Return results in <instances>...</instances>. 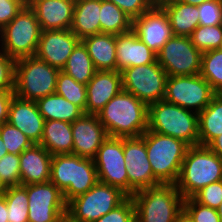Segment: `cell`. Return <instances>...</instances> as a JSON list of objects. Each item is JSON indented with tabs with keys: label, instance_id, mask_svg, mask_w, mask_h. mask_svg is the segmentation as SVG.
<instances>
[{
	"label": "cell",
	"instance_id": "cell-45",
	"mask_svg": "<svg viewBox=\"0 0 222 222\" xmlns=\"http://www.w3.org/2000/svg\"><path fill=\"white\" fill-rule=\"evenodd\" d=\"M14 96V90L0 91V126L8 122L9 107Z\"/></svg>",
	"mask_w": 222,
	"mask_h": 222
},
{
	"label": "cell",
	"instance_id": "cell-30",
	"mask_svg": "<svg viewBox=\"0 0 222 222\" xmlns=\"http://www.w3.org/2000/svg\"><path fill=\"white\" fill-rule=\"evenodd\" d=\"M67 75L72 76L78 83L87 85L97 72L87 47L80 41L67 59L62 69Z\"/></svg>",
	"mask_w": 222,
	"mask_h": 222
},
{
	"label": "cell",
	"instance_id": "cell-10",
	"mask_svg": "<svg viewBox=\"0 0 222 222\" xmlns=\"http://www.w3.org/2000/svg\"><path fill=\"white\" fill-rule=\"evenodd\" d=\"M121 74L123 90L133 94L146 105L164 99L168 75L158 61L125 68Z\"/></svg>",
	"mask_w": 222,
	"mask_h": 222
},
{
	"label": "cell",
	"instance_id": "cell-47",
	"mask_svg": "<svg viewBox=\"0 0 222 222\" xmlns=\"http://www.w3.org/2000/svg\"><path fill=\"white\" fill-rule=\"evenodd\" d=\"M8 210L4 195L0 196V222H8Z\"/></svg>",
	"mask_w": 222,
	"mask_h": 222
},
{
	"label": "cell",
	"instance_id": "cell-49",
	"mask_svg": "<svg viewBox=\"0 0 222 222\" xmlns=\"http://www.w3.org/2000/svg\"><path fill=\"white\" fill-rule=\"evenodd\" d=\"M177 1H180L182 3H187L190 5L198 6V5L202 4L203 2L209 1V0H177Z\"/></svg>",
	"mask_w": 222,
	"mask_h": 222
},
{
	"label": "cell",
	"instance_id": "cell-14",
	"mask_svg": "<svg viewBox=\"0 0 222 222\" xmlns=\"http://www.w3.org/2000/svg\"><path fill=\"white\" fill-rule=\"evenodd\" d=\"M93 160L98 181L117 187L128 196V175L124 159L123 138L108 136Z\"/></svg>",
	"mask_w": 222,
	"mask_h": 222
},
{
	"label": "cell",
	"instance_id": "cell-50",
	"mask_svg": "<svg viewBox=\"0 0 222 222\" xmlns=\"http://www.w3.org/2000/svg\"><path fill=\"white\" fill-rule=\"evenodd\" d=\"M8 153L7 148L5 147V144L3 140L0 137V159Z\"/></svg>",
	"mask_w": 222,
	"mask_h": 222
},
{
	"label": "cell",
	"instance_id": "cell-42",
	"mask_svg": "<svg viewBox=\"0 0 222 222\" xmlns=\"http://www.w3.org/2000/svg\"><path fill=\"white\" fill-rule=\"evenodd\" d=\"M118 6L132 19L139 17L144 12L150 10L157 0H108Z\"/></svg>",
	"mask_w": 222,
	"mask_h": 222
},
{
	"label": "cell",
	"instance_id": "cell-43",
	"mask_svg": "<svg viewBox=\"0 0 222 222\" xmlns=\"http://www.w3.org/2000/svg\"><path fill=\"white\" fill-rule=\"evenodd\" d=\"M15 60L0 50V91L14 90Z\"/></svg>",
	"mask_w": 222,
	"mask_h": 222
},
{
	"label": "cell",
	"instance_id": "cell-28",
	"mask_svg": "<svg viewBox=\"0 0 222 222\" xmlns=\"http://www.w3.org/2000/svg\"><path fill=\"white\" fill-rule=\"evenodd\" d=\"M36 103L45 121L60 120L72 123L84 114L79 106L56 93L40 98Z\"/></svg>",
	"mask_w": 222,
	"mask_h": 222
},
{
	"label": "cell",
	"instance_id": "cell-4",
	"mask_svg": "<svg viewBox=\"0 0 222 222\" xmlns=\"http://www.w3.org/2000/svg\"><path fill=\"white\" fill-rule=\"evenodd\" d=\"M136 222H176L183 211L184 198L172 183H160L131 196Z\"/></svg>",
	"mask_w": 222,
	"mask_h": 222
},
{
	"label": "cell",
	"instance_id": "cell-38",
	"mask_svg": "<svg viewBox=\"0 0 222 222\" xmlns=\"http://www.w3.org/2000/svg\"><path fill=\"white\" fill-rule=\"evenodd\" d=\"M183 210L193 222H220L216 209L196 202L192 197L184 199Z\"/></svg>",
	"mask_w": 222,
	"mask_h": 222
},
{
	"label": "cell",
	"instance_id": "cell-23",
	"mask_svg": "<svg viewBox=\"0 0 222 222\" xmlns=\"http://www.w3.org/2000/svg\"><path fill=\"white\" fill-rule=\"evenodd\" d=\"M52 155L40 144H33L20 154V185L50 181Z\"/></svg>",
	"mask_w": 222,
	"mask_h": 222
},
{
	"label": "cell",
	"instance_id": "cell-33",
	"mask_svg": "<svg viewBox=\"0 0 222 222\" xmlns=\"http://www.w3.org/2000/svg\"><path fill=\"white\" fill-rule=\"evenodd\" d=\"M56 94L79 106L85 113L87 93L86 85L78 83L72 76L60 70L57 76Z\"/></svg>",
	"mask_w": 222,
	"mask_h": 222
},
{
	"label": "cell",
	"instance_id": "cell-31",
	"mask_svg": "<svg viewBox=\"0 0 222 222\" xmlns=\"http://www.w3.org/2000/svg\"><path fill=\"white\" fill-rule=\"evenodd\" d=\"M101 33L119 35L132 30L133 19L113 2L101 0Z\"/></svg>",
	"mask_w": 222,
	"mask_h": 222
},
{
	"label": "cell",
	"instance_id": "cell-32",
	"mask_svg": "<svg viewBox=\"0 0 222 222\" xmlns=\"http://www.w3.org/2000/svg\"><path fill=\"white\" fill-rule=\"evenodd\" d=\"M8 210V222H28L27 190L22 186H9L3 194Z\"/></svg>",
	"mask_w": 222,
	"mask_h": 222
},
{
	"label": "cell",
	"instance_id": "cell-40",
	"mask_svg": "<svg viewBox=\"0 0 222 222\" xmlns=\"http://www.w3.org/2000/svg\"><path fill=\"white\" fill-rule=\"evenodd\" d=\"M192 198L213 209H217L222 201V180L213 182L195 193Z\"/></svg>",
	"mask_w": 222,
	"mask_h": 222
},
{
	"label": "cell",
	"instance_id": "cell-18",
	"mask_svg": "<svg viewBox=\"0 0 222 222\" xmlns=\"http://www.w3.org/2000/svg\"><path fill=\"white\" fill-rule=\"evenodd\" d=\"M73 149L72 154L94 159L101 144L108 138L105 127L97 114H83L71 123Z\"/></svg>",
	"mask_w": 222,
	"mask_h": 222
},
{
	"label": "cell",
	"instance_id": "cell-7",
	"mask_svg": "<svg viewBox=\"0 0 222 222\" xmlns=\"http://www.w3.org/2000/svg\"><path fill=\"white\" fill-rule=\"evenodd\" d=\"M60 69L50 66L36 56L15 60L14 94L30 101H37L56 91Z\"/></svg>",
	"mask_w": 222,
	"mask_h": 222
},
{
	"label": "cell",
	"instance_id": "cell-19",
	"mask_svg": "<svg viewBox=\"0 0 222 222\" xmlns=\"http://www.w3.org/2000/svg\"><path fill=\"white\" fill-rule=\"evenodd\" d=\"M122 89L121 72L97 71L86 85L85 114H97Z\"/></svg>",
	"mask_w": 222,
	"mask_h": 222
},
{
	"label": "cell",
	"instance_id": "cell-26",
	"mask_svg": "<svg viewBox=\"0 0 222 222\" xmlns=\"http://www.w3.org/2000/svg\"><path fill=\"white\" fill-rule=\"evenodd\" d=\"M101 0H80L75 2L70 30L80 39L101 33Z\"/></svg>",
	"mask_w": 222,
	"mask_h": 222
},
{
	"label": "cell",
	"instance_id": "cell-44",
	"mask_svg": "<svg viewBox=\"0 0 222 222\" xmlns=\"http://www.w3.org/2000/svg\"><path fill=\"white\" fill-rule=\"evenodd\" d=\"M26 4L24 0H0V31L16 17Z\"/></svg>",
	"mask_w": 222,
	"mask_h": 222
},
{
	"label": "cell",
	"instance_id": "cell-3",
	"mask_svg": "<svg viewBox=\"0 0 222 222\" xmlns=\"http://www.w3.org/2000/svg\"><path fill=\"white\" fill-rule=\"evenodd\" d=\"M222 180V159L208 146H189L176 186L184 199L205 186Z\"/></svg>",
	"mask_w": 222,
	"mask_h": 222
},
{
	"label": "cell",
	"instance_id": "cell-24",
	"mask_svg": "<svg viewBox=\"0 0 222 222\" xmlns=\"http://www.w3.org/2000/svg\"><path fill=\"white\" fill-rule=\"evenodd\" d=\"M157 4L167 14L174 35L190 37L199 26L197 6L177 0H157Z\"/></svg>",
	"mask_w": 222,
	"mask_h": 222
},
{
	"label": "cell",
	"instance_id": "cell-1",
	"mask_svg": "<svg viewBox=\"0 0 222 222\" xmlns=\"http://www.w3.org/2000/svg\"><path fill=\"white\" fill-rule=\"evenodd\" d=\"M97 116L110 137H140L148 129V105L123 89Z\"/></svg>",
	"mask_w": 222,
	"mask_h": 222
},
{
	"label": "cell",
	"instance_id": "cell-5",
	"mask_svg": "<svg viewBox=\"0 0 222 222\" xmlns=\"http://www.w3.org/2000/svg\"><path fill=\"white\" fill-rule=\"evenodd\" d=\"M141 137L145 140L154 177L160 183L176 184L189 145L183 140L148 129Z\"/></svg>",
	"mask_w": 222,
	"mask_h": 222
},
{
	"label": "cell",
	"instance_id": "cell-25",
	"mask_svg": "<svg viewBox=\"0 0 222 222\" xmlns=\"http://www.w3.org/2000/svg\"><path fill=\"white\" fill-rule=\"evenodd\" d=\"M97 71H117L116 35L99 33L81 40Z\"/></svg>",
	"mask_w": 222,
	"mask_h": 222
},
{
	"label": "cell",
	"instance_id": "cell-2",
	"mask_svg": "<svg viewBox=\"0 0 222 222\" xmlns=\"http://www.w3.org/2000/svg\"><path fill=\"white\" fill-rule=\"evenodd\" d=\"M50 181L63 193L68 203L98 182L94 160L74 154L52 155Z\"/></svg>",
	"mask_w": 222,
	"mask_h": 222
},
{
	"label": "cell",
	"instance_id": "cell-41",
	"mask_svg": "<svg viewBox=\"0 0 222 222\" xmlns=\"http://www.w3.org/2000/svg\"><path fill=\"white\" fill-rule=\"evenodd\" d=\"M94 222H136L135 206L131 197Z\"/></svg>",
	"mask_w": 222,
	"mask_h": 222
},
{
	"label": "cell",
	"instance_id": "cell-22",
	"mask_svg": "<svg viewBox=\"0 0 222 222\" xmlns=\"http://www.w3.org/2000/svg\"><path fill=\"white\" fill-rule=\"evenodd\" d=\"M117 71L157 61V54L143 43L133 30L116 35Z\"/></svg>",
	"mask_w": 222,
	"mask_h": 222
},
{
	"label": "cell",
	"instance_id": "cell-52",
	"mask_svg": "<svg viewBox=\"0 0 222 222\" xmlns=\"http://www.w3.org/2000/svg\"><path fill=\"white\" fill-rule=\"evenodd\" d=\"M216 210H217V213L220 217V222H222V201H221V204L219 205V207Z\"/></svg>",
	"mask_w": 222,
	"mask_h": 222
},
{
	"label": "cell",
	"instance_id": "cell-6",
	"mask_svg": "<svg viewBox=\"0 0 222 222\" xmlns=\"http://www.w3.org/2000/svg\"><path fill=\"white\" fill-rule=\"evenodd\" d=\"M148 130L198 145V113L161 100L148 105Z\"/></svg>",
	"mask_w": 222,
	"mask_h": 222
},
{
	"label": "cell",
	"instance_id": "cell-46",
	"mask_svg": "<svg viewBox=\"0 0 222 222\" xmlns=\"http://www.w3.org/2000/svg\"><path fill=\"white\" fill-rule=\"evenodd\" d=\"M207 146L222 159V134L213 139Z\"/></svg>",
	"mask_w": 222,
	"mask_h": 222
},
{
	"label": "cell",
	"instance_id": "cell-35",
	"mask_svg": "<svg viewBox=\"0 0 222 222\" xmlns=\"http://www.w3.org/2000/svg\"><path fill=\"white\" fill-rule=\"evenodd\" d=\"M192 44L202 53L218 49L222 41V24L215 26L199 25L190 35Z\"/></svg>",
	"mask_w": 222,
	"mask_h": 222
},
{
	"label": "cell",
	"instance_id": "cell-54",
	"mask_svg": "<svg viewBox=\"0 0 222 222\" xmlns=\"http://www.w3.org/2000/svg\"><path fill=\"white\" fill-rule=\"evenodd\" d=\"M218 49H219L220 51H222V41H221L220 46H219Z\"/></svg>",
	"mask_w": 222,
	"mask_h": 222
},
{
	"label": "cell",
	"instance_id": "cell-55",
	"mask_svg": "<svg viewBox=\"0 0 222 222\" xmlns=\"http://www.w3.org/2000/svg\"><path fill=\"white\" fill-rule=\"evenodd\" d=\"M27 4L31 1V0H24Z\"/></svg>",
	"mask_w": 222,
	"mask_h": 222
},
{
	"label": "cell",
	"instance_id": "cell-48",
	"mask_svg": "<svg viewBox=\"0 0 222 222\" xmlns=\"http://www.w3.org/2000/svg\"><path fill=\"white\" fill-rule=\"evenodd\" d=\"M176 222H193L189 215L183 210L177 217Z\"/></svg>",
	"mask_w": 222,
	"mask_h": 222
},
{
	"label": "cell",
	"instance_id": "cell-17",
	"mask_svg": "<svg viewBox=\"0 0 222 222\" xmlns=\"http://www.w3.org/2000/svg\"><path fill=\"white\" fill-rule=\"evenodd\" d=\"M80 41L70 29L41 31L35 56L62 70Z\"/></svg>",
	"mask_w": 222,
	"mask_h": 222
},
{
	"label": "cell",
	"instance_id": "cell-53",
	"mask_svg": "<svg viewBox=\"0 0 222 222\" xmlns=\"http://www.w3.org/2000/svg\"><path fill=\"white\" fill-rule=\"evenodd\" d=\"M60 222H72V221L66 216Z\"/></svg>",
	"mask_w": 222,
	"mask_h": 222
},
{
	"label": "cell",
	"instance_id": "cell-37",
	"mask_svg": "<svg viewBox=\"0 0 222 222\" xmlns=\"http://www.w3.org/2000/svg\"><path fill=\"white\" fill-rule=\"evenodd\" d=\"M20 155L7 153L0 159V178L9 186L21 184Z\"/></svg>",
	"mask_w": 222,
	"mask_h": 222
},
{
	"label": "cell",
	"instance_id": "cell-36",
	"mask_svg": "<svg viewBox=\"0 0 222 222\" xmlns=\"http://www.w3.org/2000/svg\"><path fill=\"white\" fill-rule=\"evenodd\" d=\"M0 137L8 153L20 155L25 149L30 148L32 141L18 128L5 122L0 126Z\"/></svg>",
	"mask_w": 222,
	"mask_h": 222
},
{
	"label": "cell",
	"instance_id": "cell-27",
	"mask_svg": "<svg viewBox=\"0 0 222 222\" xmlns=\"http://www.w3.org/2000/svg\"><path fill=\"white\" fill-rule=\"evenodd\" d=\"M51 155L72 154L73 137L71 123L60 120L44 122L41 142Z\"/></svg>",
	"mask_w": 222,
	"mask_h": 222
},
{
	"label": "cell",
	"instance_id": "cell-13",
	"mask_svg": "<svg viewBox=\"0 0 222 222\" xmlns=\"http://www.w3.org/2000/svg\"><path fill=\"white\" fill-rule=\"evenodd\" d=\"M28 196V222H60L67 214L63 193L51 182L22 185Z\"/></svg>",
	"mask_w": 222,
	"mask_h": 222
},
{
	"label": "cell",
	"instance_id": "cell-12",
	"mask_svg": "<svg viewBox=\"0 0 222 222\" xmlns=\"http://www.w3.org/2000/svg\"><path fill=\"white\" fill-rule=\"evenodd\" d=\"M157 61L168 76L198 75L202 52L192 44L190 37L173 35L157 54Z\"/></svg>",
	"mask_w": 222,
	"mask_h": 222
},
{
	"label": "cell",
	"instance_id": "cell-29",
	"mask_svg": "<svg viewBox=\"0 0 222 222\" xmlns=\"http://www.w3.org/2000/svg\"><path fill=\"white\" fill-rule=\"evenodd\" d=\"M198 128V145L207 146L222 134V96L219 93L198 113Z\"/></svg>",
	"mask_w": 222,
	"mask_h": 222
},
{
	"label": "cell",
	"instance_id": "cell-8",
	"mask_svg": "<svg viewBox=\"0 0 222 222\" xmlns=\"http://www.w3.org/2000/svg\"><path fill=\"white\" fill-rule=\"evenodd\" d=\"M41 31L36 13L26 4L0 31V50L14 60L35 56Z\"/></svg>",
	"mask_w": 222,
	"mask_h": 222
},
{
	"label": "cell",
	"instance_id": "cell-39",
	"mask_svg": "<svg viewBox=\"0 0 222 222\" xmlns=\"http://www.w3.org/2000/svg\"><path fill=\"white\" fill-rule=\"evenodd\" d=\"M199 25L215 26L222 24V0H209L198 5Z\"/></svg>",
	"mask_w": 222,
	"mask_h": 222
},
{
	"label": "cell",
	"instance_id": "cell-20",
	"mask_svg": "<svg viewBox=\"0 0 222 222\" xmlns=\"http://www.w3.org/2000/svg\"><path fill=\"white\" fill-rule=\"evenodd\" d=\"M8 122L24 133L33 144L41 142L45 120L36 101L14 96L9 107Z\"/></svg>",
	"mask_w": 222,
	"mask_h": 222
},
{
	"label": "cell",
	"instance_id": "cell-15",
	"mask_svg": "<svg viewBox=\"0 0 222 222\" xmlns=\"http://www.w3.org/2000/svg\"><path fill=\"white\" fill-rule=\"evenodd\" d=\"M123 151L128 175V197L137 191L160 184L154 177L145 140L141 136L123 138Z\"/></svg>",
	"mask_w": 222,
	"mask_h": 222
},
{
	"label": "cell",
	"instance_id": "cell-9",
	"mask_svg": "<svg viewBox=\"0 0 222 222\" xmlns=\"http://www.w3.org/2000/svg\"><path fill=\"white\" fill-rule=\"evenodd\" d=\"M128 196L119 188L97 182L86 193L67 203L72 222H94L120 205Z\"/></svg>",
	"mask_w": 222,
	"mask_h": 222
},
{
	"label": "cell",
	"instance_id": "cell-51",
	"mask_svg": "<svg viewBox=\"0 0 222 222\" xmlns=\"http://www.w3.org/2000/svg\"><path fill=\"white\" fill-rule=\"evenodd\" d=\"M8 189V186L4 183V181L0 178V196H3L5 191Z\"/></svg>",
	"mask_w": 222,
	"mask_h": 222
},
{
	"label": "cell",
	"instance_id": "cell-11",
	"mask_svg": "<svg viewBox=\"0 0 222 222\" xmlns=\"http://www.w3.org/2000/svg\"><path fill=\"white\" fill-rule=\"evenodd\" d=\"M216 94L200 74L168 76L163 100L199 113L207 107Z\"/></svg>",
	"mask_w": 222,
	"mask_h": 222
},
{
	"label": "cell",
	"instance_id": "cell-34",
	"mask_svg": "<svg viewBox=\"0 0 222 222\" xmlns=\"http://www.w3.org/2000/svg\"><path fill=\"white\" fill-rule=\"evenodd\" d=\"M200 75L216 93L222 91V51L215 49L202 53Z\"/></svg>",
	"mask_w": 222,
	"mask_h": 222
},
{
	"label": "cell",
	"instance_id": "cell-16",
	"mask_svg": "<svg viewBox=\"0 0 222 222\" xmlns=\"http://www.w3.org/2000/svg\"><path fill=\"white\" fill-rule=\"evenodd\" d=\"M132 30L156 54L174 35L167 14L157 3L133 19Z\"/></svg>",
	"mask_w": 222,
	"mask_h": 222
},
{
	"label": "cell",
	"instance_id": "cell-21",
	"mask_svg": "<svg viewBox=\"0 0 222 222\" xmlns=\"http://www.w3.org/2000/svg\"><path fill=\"white\" fill-rule=\"evenodd\" d=\"M28 5L36 13L42 31L71 28L75 6L73 0H31Z\"/></svg>",
	"mask_w": 222,
	"mask_h": 222
}]
</instances>
